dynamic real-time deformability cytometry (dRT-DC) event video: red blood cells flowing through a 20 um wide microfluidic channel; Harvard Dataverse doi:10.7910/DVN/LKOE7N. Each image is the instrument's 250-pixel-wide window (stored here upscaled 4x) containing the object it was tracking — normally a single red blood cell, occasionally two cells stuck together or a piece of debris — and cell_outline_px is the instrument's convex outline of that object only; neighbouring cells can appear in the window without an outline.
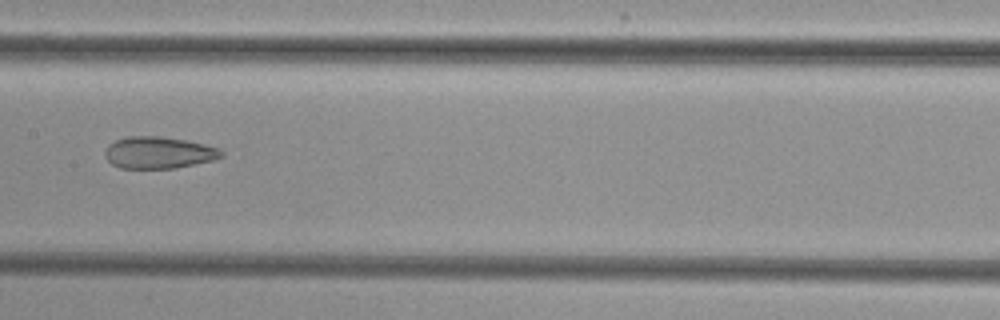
{"species": "common noctule bat (a hibernating species)", "species_latin": "Nyctalus noctula", "temperature_condition": "cold", "stored_images_in_passage": 7, "camera_frame_rate_fps": 3000, "um_per_image_px": 0.085, "animal": {"sex": "female", "body_mass_g": 29.2, "forearm_length_mm": 56.3}, "frame": {"image": 1, "passage_image": 7, "time_ms": 7.0, "image_size_px": [1000, 320], "cell_outline_px": [[224, 156], [212, 160], [176, 168], [120, 168], [112, 164], [104, 156], [104, 152], [108, 144], [116, 140], [128, 136], [160, 136], [188, 140], [204, 144], [216, 148], [224, 152]], "centroid_in_image_um": [13.46, 12.97], "position_along_channel_um": 193.9, "area_um2": 21.62}}